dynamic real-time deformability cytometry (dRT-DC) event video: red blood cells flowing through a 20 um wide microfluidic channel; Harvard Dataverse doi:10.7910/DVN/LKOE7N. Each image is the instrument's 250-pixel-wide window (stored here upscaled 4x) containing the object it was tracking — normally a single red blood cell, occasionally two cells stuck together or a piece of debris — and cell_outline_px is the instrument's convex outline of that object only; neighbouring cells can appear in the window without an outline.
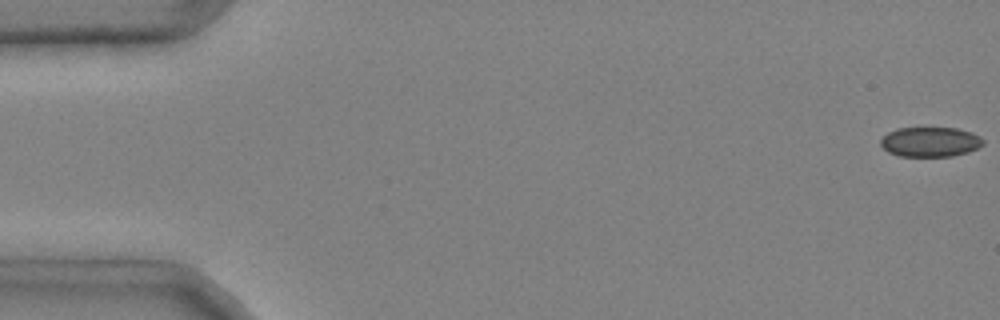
{"species": "common noctule bat (a hibernating species)", "species_latin": "Nyctalus noctula", "temperature_condition": "cold", "stored_images_in_passage": 13, "camera_frame_rate_fps": 3000, "um_per_image_px": 0.085, "animal": {"sex": "male", "body_mass_g": 20.4}, "frame": {"image": 1, "passage_image": 1, "time_ms": 0.0, "image_size_px": [1000, 320], "cell_outline_px": [[984, 144], [968, 152], [952, 156], [900, 156], [888, 152], [880, 144], [880, 140], [888, 132], [896, 128], [956, 128], [972, 132], [980, 136], [984, 140]], "centroid_in_image_um": [79.08, 12.05], "position_along_channel_um": 5.9, "area_um2": 17.8}}